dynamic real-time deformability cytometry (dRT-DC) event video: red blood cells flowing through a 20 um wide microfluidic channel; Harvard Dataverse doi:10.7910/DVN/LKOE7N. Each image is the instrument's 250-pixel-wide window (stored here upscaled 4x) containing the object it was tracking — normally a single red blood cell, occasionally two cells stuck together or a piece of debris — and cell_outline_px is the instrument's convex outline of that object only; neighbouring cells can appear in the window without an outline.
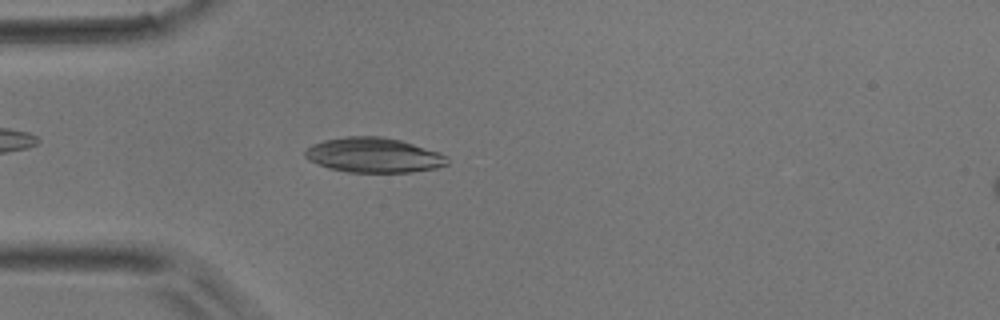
{"species": "common noctule bat (a hibernating species)", "species_latin": "Nyctalus noctula", "temperature_condition": "room temperature", "stored_images_in_passage": 45, "camera_frame_rate_fps": 3000, "um_per_image_px": 0.085, "animal": {"sex": "male", "body_mass_g": 17.9}, "frame": {"image": 1, "passage_image": 11, "time_ms": 3.333, "image_size_px": [1000, 320], "cell_outline_px": [[448, 164], [436, 168], [412, 172], [348, 172], [328, 168], [308, 160], [304, 156], [304, 152], [312, 144], [324, 140], [348, 136], [380, 136], [400, 140], [440, 152], [448, 156]], "centroid_in_image_um": [31.77, 13.19], "position_along_channel_um": 53.2, "area_um2": 28.96}}
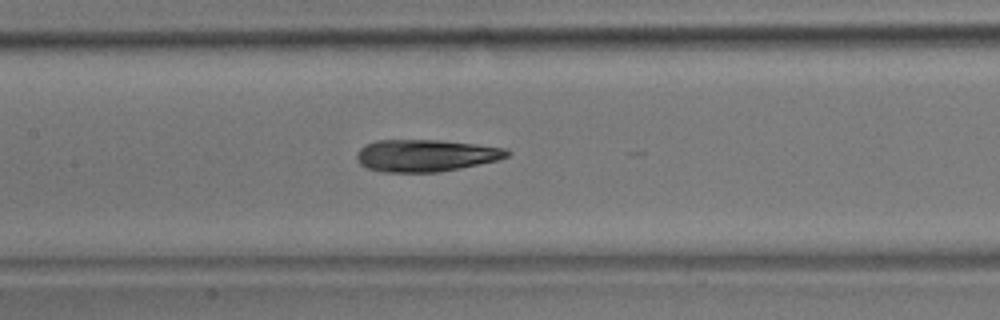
{"frame": {"image": 2, "passage_image": 20, "time_ms": 6.333, "image_size_px": [1000, 320], "cell_outline_px": [[512, 152], [508, 156], [500, 160], [440, 172], [384, 172], [368, 168], [360, 164], [356, 160], [356, 152], [364, 144], [376, 140], [440, 140], [476, 144], [504, 148]], "centroid_in_image_um": [36.18, 13.21], "position_along_channel_um": 171.2, "area_um2": 28.32}}
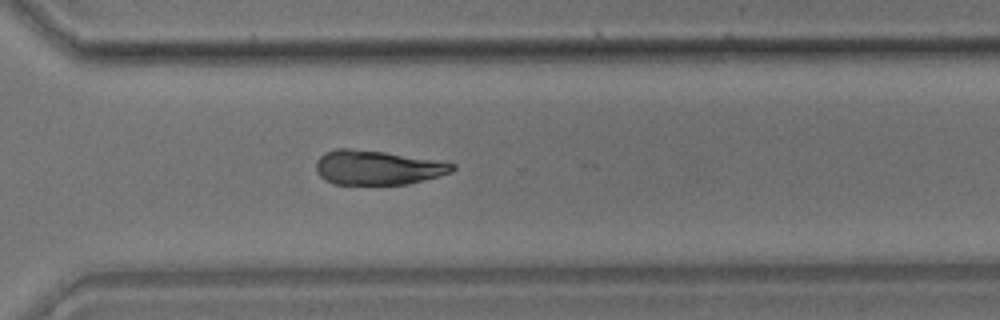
{"frame": {"image": 3, "passage_image": 32, "time_ms": 10.333, "image_size_px": [1000, 320], "cell_outline_px": [[456, 168], [452, 172], [408, 184], [332, 184], [324, 180], [316, 172], [316, 160], [324, 152], [336, 148], [352, 148], [384, 152], [436, 160], [456, 164]], "centroid_in_image_um": [32.04, 14.24], "position_along_channel_um": 338.6, "area_um2": 27.4}}